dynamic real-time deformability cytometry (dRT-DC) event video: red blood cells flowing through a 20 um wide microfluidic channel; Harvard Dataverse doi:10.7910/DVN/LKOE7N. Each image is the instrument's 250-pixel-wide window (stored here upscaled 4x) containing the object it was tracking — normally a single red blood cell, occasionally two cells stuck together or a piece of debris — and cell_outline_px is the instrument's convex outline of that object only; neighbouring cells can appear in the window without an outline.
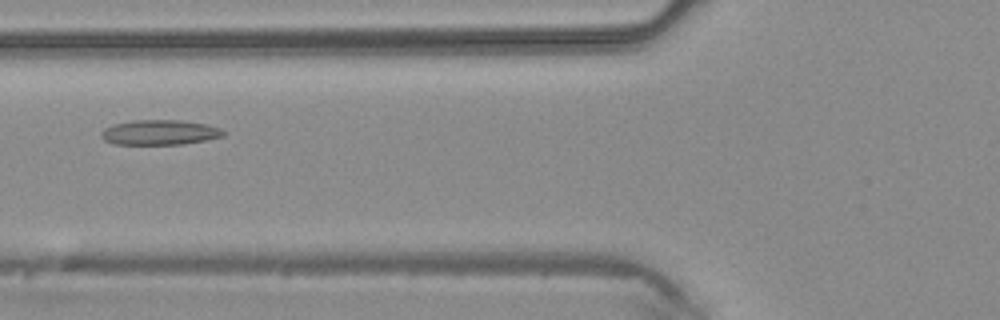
{"species": "common noctule bat (a hibernating species)", "species_latin": "Nyctalus noctula", "temperature_condition": "warm", "stored_images_in_passage": 41, "camera_frame_rate_fps": 3000, "um_per_image_px": 0.085, "animal": {"sex": "male", "body_mass_g": 20.4}, "frame": {"image": 1, "passage_image": 15, "time_ms": 4.667, "image_size_px": [1000, 320], "cell_outline_px": [[228, 132], [224, 136], [208, 140], [184, 144], [112, 144], [104, 140], [100, 136], [100, 132], [104, 128], [112, 124], [132, 120], [180, 120], [204, 124], [220, 128]], "centroid_in_image_um": [13.57, 11.25], "position_along_channel_um": 112.2, "area_um2": 18.03}}
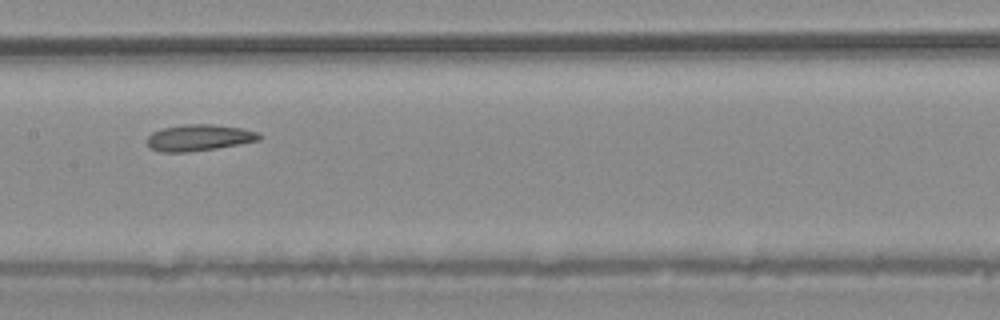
{"frame": {"image": 2, "passage_image": 20, "time_ms": 6.333, "image_size_px": [1000, 320], "cell_outline_px": [[264, 136], [260, 140], [216, 148], [188, 152], [160, 152], [148, 148], [148, 136], [152, 132], [164, 128], [184, 124], [212, 124], [240, 128], [260, 132]], "centroid_in_image_um": [16.93, 11.7], "position_along_channel_um": 190.5, "area_um2": 17.28}}
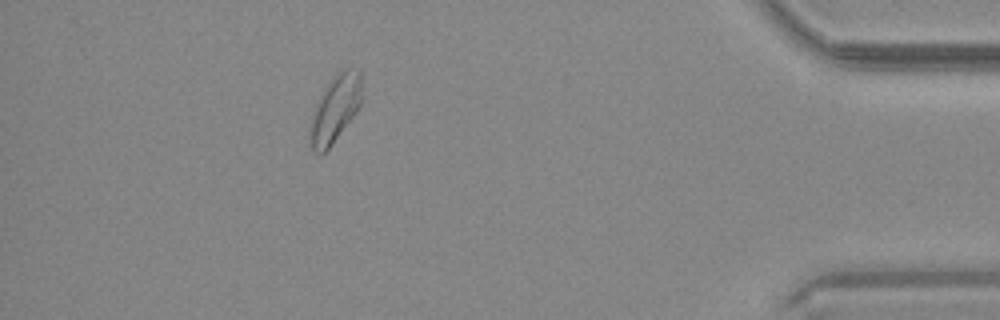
{"frame": {"image": 3, "passage_image": 37, "time_ms": 12.0, "image_size_px": [1000, 320], "cell_outline_px": [[360, 104], [356, 112], [328, 148], [320, 156], [312, 148], [308, 132], [308, 128], [316, 104], [328, 80], [344, 68], [348, 68], [360, 72]], "centroid_in_image_um": [28.44, 9.26], "position_along_channel_um": 406.8, "area_um2": 19.77}}